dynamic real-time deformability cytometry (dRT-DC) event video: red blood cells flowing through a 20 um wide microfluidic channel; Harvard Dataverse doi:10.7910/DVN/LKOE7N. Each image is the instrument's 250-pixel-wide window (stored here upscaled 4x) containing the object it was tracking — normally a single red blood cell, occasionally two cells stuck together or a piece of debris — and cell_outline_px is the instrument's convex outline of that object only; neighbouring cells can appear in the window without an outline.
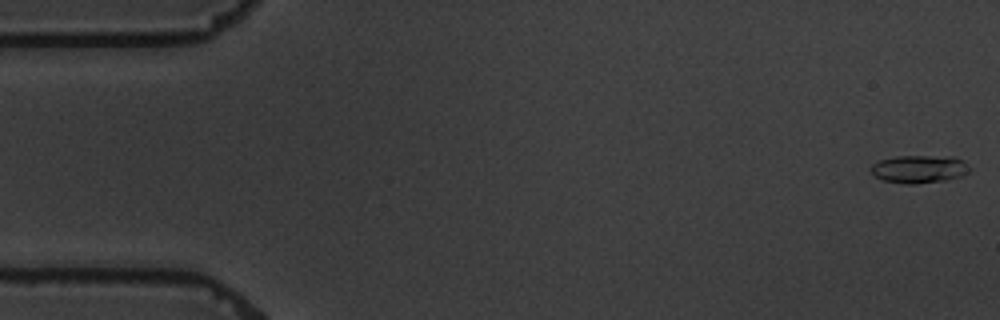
{"species": "common noctule bat (a hibernating species)", "species_latin": "Nyctalus noctula", "temperature_condition": "warm", "stored_images_in_passage": 4, "camera_frame_rate_fps": 3000, "um_per_image_px": 0.085, "animal": {"sex": "male", "body_mass_g": 19.5, "forearm_length_mm": 54.6}, "frame": {"image": 1, "passage_image": 1, "time_ms": 0.0, "image_size_px": [1000, 320], "cell_outline_px": [[972, 168], [968, 172], [960, 176], [944, 180], [916, 184], [904, 184], [884, 180], [876, 176], [872, 172], [872, 164], [880, 160], [896, 156], [952, 156], [964, 160]], "centroid_in_image_um": [78.18, 14.36], "position_along_channel_um": 6.8, "area_um2": 16.01}}
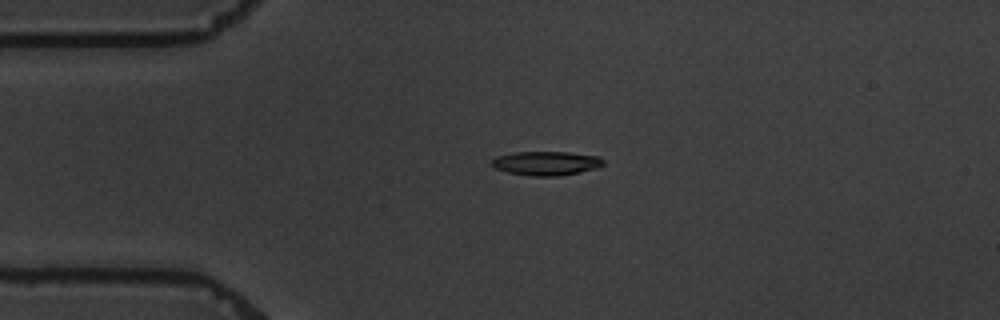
{"frame": {"image": 2, "passage_image": 3, "time_ms": 4.0, "image_size_px": [1000, 320], "cell_outline_px": [[604, 164], [600, 168], [580, 172], [556, 176], [532, 176], [508, 172], [492, 168], [492, 160], [496, 156], [516, 152], [568, 152], [600, 156], [604, 160]], "centroid_in_image_um": [46.46, 13.87], "position_along_channel_um": 38.5, "area_um2": 15.78}}